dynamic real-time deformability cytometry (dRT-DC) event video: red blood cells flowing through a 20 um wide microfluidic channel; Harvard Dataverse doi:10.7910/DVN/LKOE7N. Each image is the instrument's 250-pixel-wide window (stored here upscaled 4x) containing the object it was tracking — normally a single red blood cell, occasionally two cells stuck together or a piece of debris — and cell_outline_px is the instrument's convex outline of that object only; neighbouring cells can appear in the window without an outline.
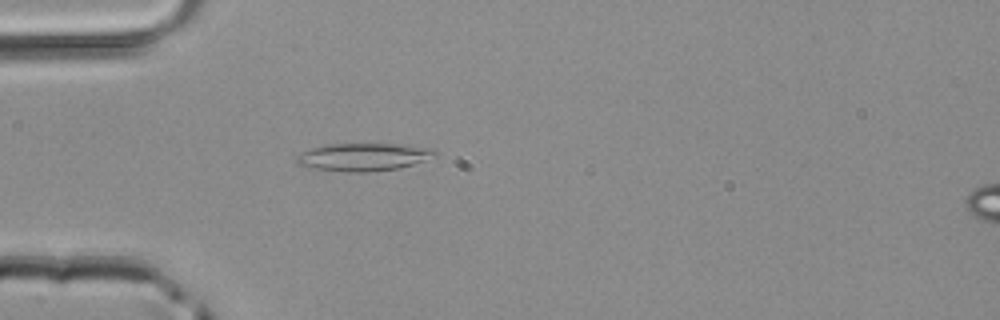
{"species": "common noctule bat (a hibernating species)", "species_latin": "Nyctalus noctula", "temperature_condition": "room temperature", "stored_images_in_passage": 37, "camera_frame_rate_fps": 3000, "um_per_image_px": 0.085, "animal": {"sex": "male", "body_mass_g": 20.4}, "frame": {"image": 1, "passage_image": 4, "time_ms": 1.0, "image_size_px": [1000, 320], "cell_outline_px": [[436, 156], [412, 164], [396, 168], [368, 172], [348, 172], [316, 168], [296, 164], [296, 156], [300, 152], [312, 148], [328, 144], [408, 144], [432, 148], [436, 152]], "centroid_in_image_um": [30.89, 13.33], "position_along_channel_um": 54.1, "area_um2": 22.25}}
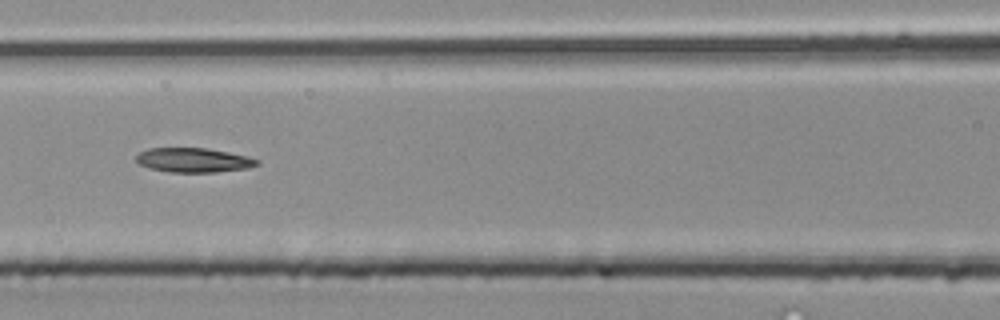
{"frame": {"image": 2, "passage_image": 11, "time_ms": 3.333, "image_size_px": [1000, 320], "cell_outline_px": [[260, 164], [248, 168], [216, 172], [168, 172], [148, 168], [140, 164], [136, 160], [136, 156], [140, 152], [148, 148], [208, 148], [228, 152], [260, 160]], "centroid_in_image_um": [16.44, 13.61], "position_along_channel_um": 150.2, "area_um2": 17.17}}
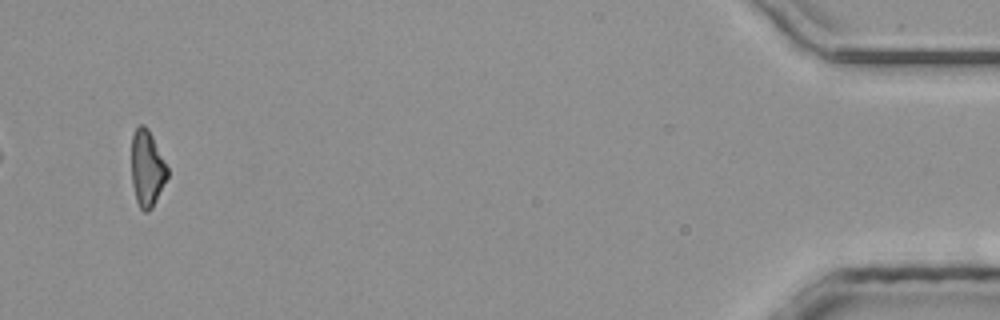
{"frame": {"image": 3, "passage_image": 35, "time_ms": 11.333, "image_size_px": [1000, 320], "cell_outline_px": [[168, 176], [152, 208], [148, 212], [144, 212], [140, 208], [136, 200], [132, 184], [132, 136], [136, 128], [140, 124], [144, 124], [148, 128], [168, 168]], "centroid_in_image_um": [12.49, 14.32], "position_along_channel_um": 422.7, "area_um2": 15.84}}